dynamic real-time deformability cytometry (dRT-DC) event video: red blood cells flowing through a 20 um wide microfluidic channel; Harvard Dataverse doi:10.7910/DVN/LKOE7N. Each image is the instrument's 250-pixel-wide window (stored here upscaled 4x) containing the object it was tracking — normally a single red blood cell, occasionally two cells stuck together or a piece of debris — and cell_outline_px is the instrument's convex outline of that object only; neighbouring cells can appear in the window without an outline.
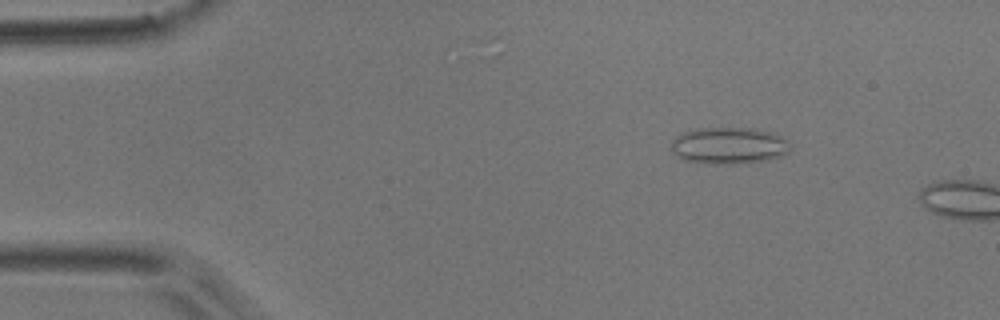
{"species": "common noctule bat (a hibernating species)", "species_latin": "Nyctalus noctula", "temperature_condition": "room temperature", "stored_images_in_passage": 10, "camera_frame_rate_fps": 3000, "um_per_image_px": 0.085, "animal": {"sex": "male", "body_mass_g": 17.9}, "frame": {"image": 1, "passage_image": 7, "time_ms": 2.0, "image_size_px": [1000, 320], "cell_outline_px": [[788, 152], [780, 156], [764, 160], [732, 164], [708, 164], [684, 160], [672, 152], [672, 140], [680, 132], [700, 128], [756, 128], [776, 132], [788, 140]], "centroid_in_image_um": [61.94, 12.36], "position_along_channel_um": 23.1, "area_um2": 25.66}}